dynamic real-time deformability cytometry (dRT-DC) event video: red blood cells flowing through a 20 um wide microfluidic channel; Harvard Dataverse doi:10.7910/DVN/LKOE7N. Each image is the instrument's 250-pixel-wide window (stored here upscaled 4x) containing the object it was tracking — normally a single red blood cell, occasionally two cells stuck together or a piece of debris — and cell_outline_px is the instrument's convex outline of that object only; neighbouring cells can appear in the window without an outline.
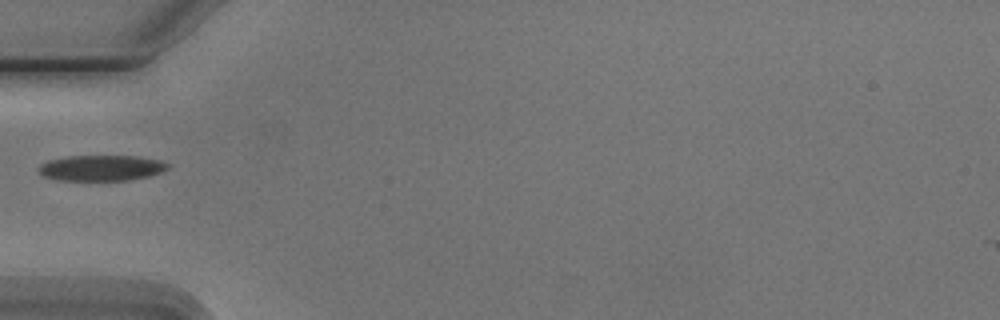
{"species": "Egyptian fruit bat (a non-hibernating species)", "species_latin": "Rousettus aegyptiacus", "temperature_condition": "cold", "stored_images_in_passage": 2, "camera_frame_rate_fps": 3000, "um_per_image_px": 0.085, "animal": {"sex": "male"}, "frame": {"image": 1, "passage_image": 1, "time_ms": 0.0, "image_size_px": [1000, 320], "cell_outline_px": [[172, 164], [168, 168], [160, 172], [148, 176], [128, 180], [60, 180], [44, 176], [36, 168], [40, 164], [48, 160], [64, 156], [136, 156], [160, 160]], "centroid_in_image_um": [8.6, 14.26], "position_along_channel_um": 76.4, "area_um2": 19.36}}
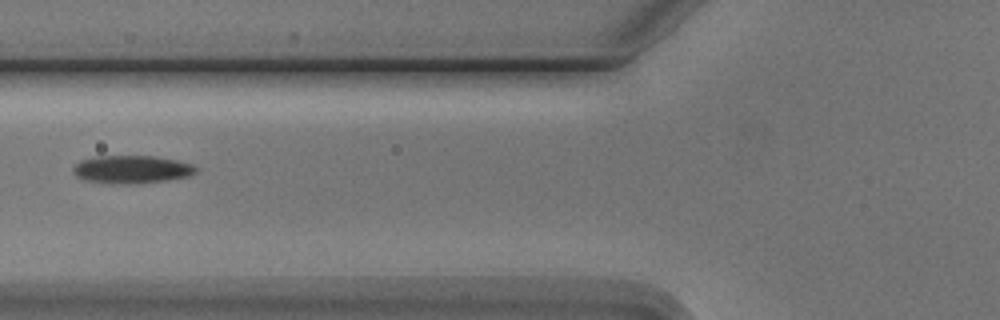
{"frame": {"image": 2, "passage_image": 2, "time_ms": 1.0, "image_size_px": [1000, 320], "cell_outline_px": [[200, 168], [192, 176], [168, 180], [140, 184], [112, 184], [84, 180], [76, 176], [72, 172], [72, 168], [80, 160], [96, 156], [152, 156], [176, 160], [192, 164]], "centroid_in_image_um": [11.21, 14.41], "position_along_channel_um": 114.6, "area_um2": 20.4}}